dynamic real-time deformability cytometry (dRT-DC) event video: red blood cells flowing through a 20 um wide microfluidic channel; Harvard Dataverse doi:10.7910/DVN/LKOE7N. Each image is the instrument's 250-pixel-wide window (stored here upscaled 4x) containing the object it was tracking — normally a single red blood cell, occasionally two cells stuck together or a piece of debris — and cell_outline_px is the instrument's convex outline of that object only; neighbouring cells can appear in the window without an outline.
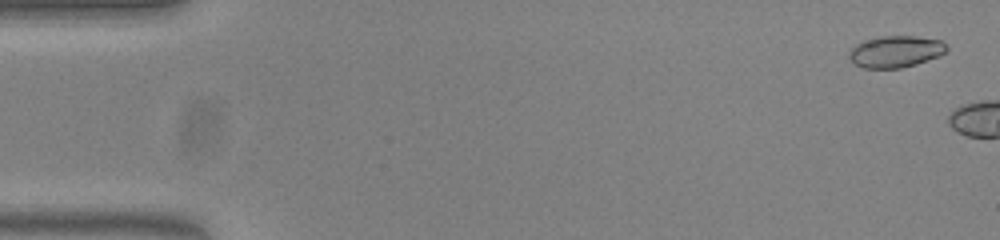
{"species": "common noctule bat (a hibernating species)", "species_latin": "Nyctalus noctula", "temperature_condition": "warm", "stored_images_in_passage": 5, "camera_frame_rate_fps": 3000, "um_per_image_px": 0.085, "animal": {"sex": "female", "body_mass_g": 23.0, "forearm_length_mm": 53.4}, "frame": {"image": 1, "passage_image": 2, "time_ms": 0.333, "image_size_px": [1000, 240], "cell_outline_px": [[948, 48], [940, 56], [916, 64], [900, 68], [864, 68], [856, 64], [848, 56], [848, 52], [856, 44], [864, 40], [880, 36], [916, 36], [944, 40]], "centroid_in_image_um": [76.15, 4.37], "position_along_channel_um": 8.8, "area_um2": 18.09}}